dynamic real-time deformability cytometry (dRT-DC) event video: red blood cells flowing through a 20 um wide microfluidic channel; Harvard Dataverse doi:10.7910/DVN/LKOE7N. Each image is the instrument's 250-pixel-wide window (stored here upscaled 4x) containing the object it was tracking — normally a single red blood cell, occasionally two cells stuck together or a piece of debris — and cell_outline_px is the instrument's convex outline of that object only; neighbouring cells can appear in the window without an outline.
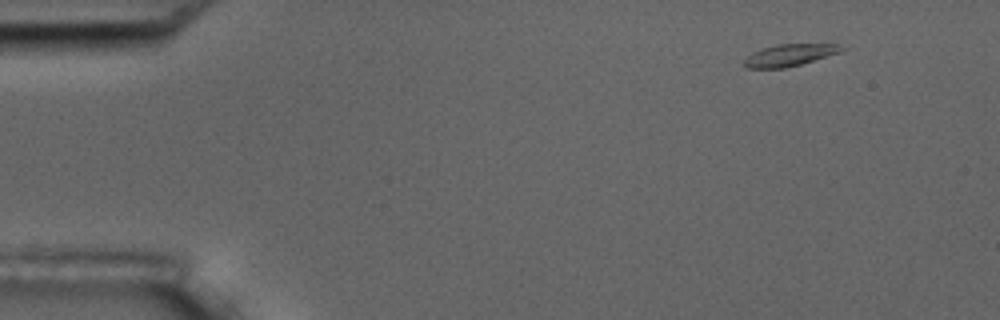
{"species": "common noctule bat (a hibernating species)", "species_latin": "Nyctalus noctula", "temperature_condition": "room temperature", "stored_images_in_passage": 4, "camera_frame_rate_fps": 3000, "um_per_image_px": 0.085, "animal": {"sex": "male", "body_mass_g": 17.5, "forearm_length_mm": 52.3}, "frame": {"image": 1, "passage_image": 1, "time_ms": 0.0, "image_size_px": [1000, 320], "cell_outline_px": [[848, 48], [840, 52], [800, 64], [784, 68], [748, 68], [744, 64], [744, 60], [752, 52], [776, 44], [836, 44]], "centroid_in_image_um": [67.12, 4.67], "position_along_channel_um": 17.9, "area_um2": 12.25}}
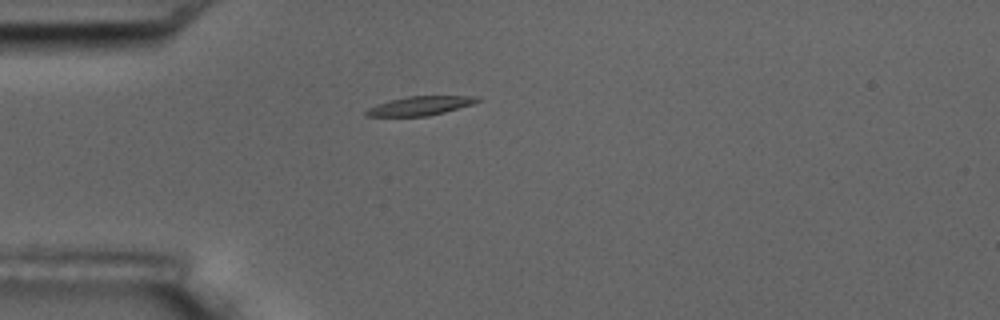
{"frame": {"image": 2, "passage_image": 4, "time_ms": 3.333, "image_size_px": [1000, 320], "cell_outline_px": [[484, 100], [472, 104], [444, 112], [428, 116], [364, 116], [364, 112], [368, 108], [376, 104], [388, 100], [408, 96], [480, 96]], "centroid_in_image_um": [35.72, 8.98], "position_along_channel_um": 49.3, "area_um2": 12.43}}